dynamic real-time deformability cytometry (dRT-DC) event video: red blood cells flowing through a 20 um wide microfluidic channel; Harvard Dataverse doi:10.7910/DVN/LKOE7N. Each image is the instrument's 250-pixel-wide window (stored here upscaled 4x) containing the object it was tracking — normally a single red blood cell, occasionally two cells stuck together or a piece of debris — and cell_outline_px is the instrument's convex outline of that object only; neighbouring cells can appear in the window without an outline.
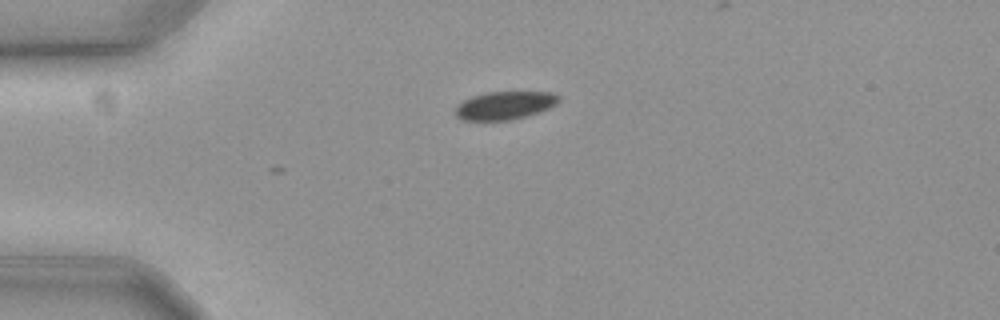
{"species": "common noctule bat (a hibernating species)", "species_latin": "Nyctalus noctula", "temperature_condition": "cold", "stored_images_in_passage": 3, "camera_frame_rate_fps": 3000, "um_per_image_px": 0.085, "animal": {"sex": "female", "body_mass_g": 19.3, "forearm_length_mm": 54.1}, "frame": {"image": 1, "passage_image": 3, "time_ms": 0.667, "image_size_px": [1000, 320], "cell_outline_px": [[560, 100], [556, 104], [548, 108], [524, 116], [508, 120], [464, 120], [456, 116], [456, 104], [472, 96], [488, 92], [552, 92], [560, 96]], "centroid_in_image_um": [42.89, 8.95], "position_along_channel_um": 42.1, "area_um2": 16.7}}